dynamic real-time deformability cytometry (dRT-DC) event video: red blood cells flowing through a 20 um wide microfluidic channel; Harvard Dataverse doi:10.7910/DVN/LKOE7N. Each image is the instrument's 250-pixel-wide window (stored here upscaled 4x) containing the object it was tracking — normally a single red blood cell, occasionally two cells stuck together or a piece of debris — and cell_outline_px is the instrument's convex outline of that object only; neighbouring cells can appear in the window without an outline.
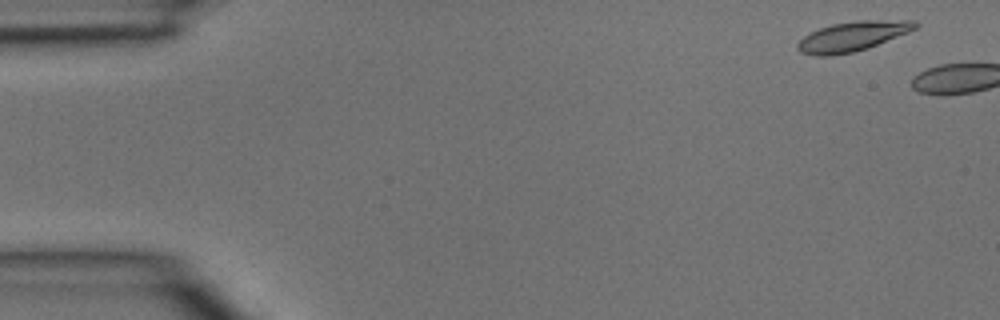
{"species": "common noctule bat (a hibernating species)", "species_latin": "Nyctalus noctula", "temperature_condition": "room temperature", "stored_images_in_passage": 3, "segment_of_instrument_passage": [2, 2], "camera_frame_rate_fps": 3000, "um_per_image_px": 0.085, "animal": {"sex": "male", "body_mass_g": 15.6}, "frame": {"image": 1, "passage_image": 3, "time_ms": 0.667, "image_size_px": [1000, 320], "cell_outline_px": [[920, 24], [916, 28], [908, 32], [868, 48], [852, 52], [832, 56], [816, 56], [800, 52], [796, 48], [796, 44], [804, 36], [820, 28], [832, 24], [856, 20], [916, 20]], "centroid_in_image_um": [72.47, 3.08], "position_along_channel_um": 12.5, "area_um2": 20.4}}